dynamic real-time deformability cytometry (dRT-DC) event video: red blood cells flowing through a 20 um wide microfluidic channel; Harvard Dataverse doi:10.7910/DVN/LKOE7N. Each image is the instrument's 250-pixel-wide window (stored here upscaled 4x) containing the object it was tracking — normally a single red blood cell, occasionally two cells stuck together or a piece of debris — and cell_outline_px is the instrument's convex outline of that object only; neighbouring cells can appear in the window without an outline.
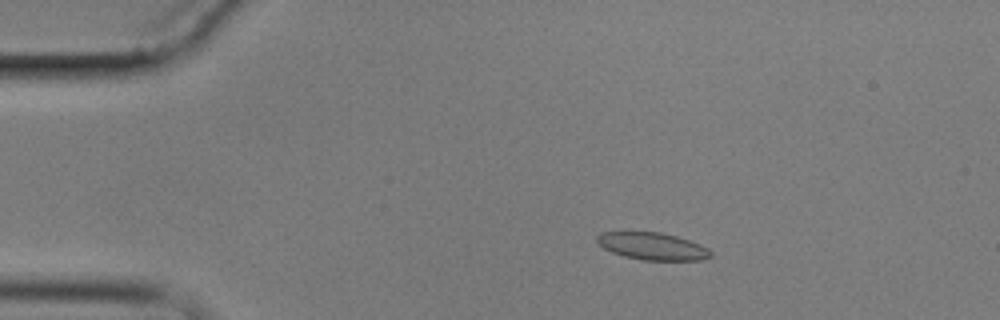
{"species": "common noctule bat (a hibernating species)", "species_latin": "Nyctalus noctula", "temperature_condition": "cold", "stored_images_in_passage": 5, "camera_frame_rate_fps": 3000, "um_per_image_px": 0.085, "animal": {"sex": "male", "body_mass_g": 17.9}, "frame": {"image": 1, "passage_image": 3, "time_ms": 2.667, "image_size_px": [1000, 320], "cell_outline_px": [[712, 256], [700, 260], [640, 260], [624, 256], [612, 252], [604, 248], [596, 240], [596, 236], [600, 232], [660, 232], [676, 236], [700, 244], [708, 248], [712, 252]], "centroid_in_image_um": [55.46, 20.93], "position_along_channel_um": 29.5, "area_um2": 18.03}}